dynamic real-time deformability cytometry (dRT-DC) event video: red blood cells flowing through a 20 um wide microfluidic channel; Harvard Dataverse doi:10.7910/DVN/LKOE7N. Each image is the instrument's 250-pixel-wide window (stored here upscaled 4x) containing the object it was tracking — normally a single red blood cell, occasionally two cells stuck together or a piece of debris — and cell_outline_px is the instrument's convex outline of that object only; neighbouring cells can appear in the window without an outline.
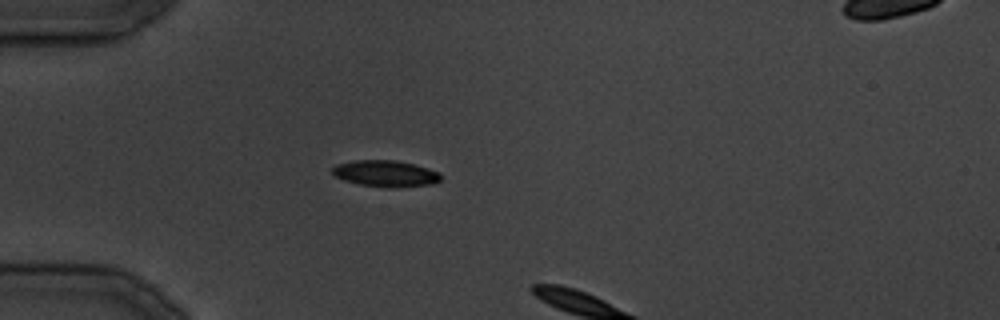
{"species": "common noctule bat (a hibernating species)", "species_latin": "Nyctalus noctula", "temperature_condition": "cold", "stored_images_in_passage": 5, "camera_frame_rate_fps": 3000, "um_per_image_px": 0.085, "animal": {"sex": "male", "body_mass_g": 19.5, "forearm_length_mm": 54.6}, "frame": {"image": 1, "passage_image": 4, "time_ms": 3.333, "image_size_px": [1000, 320], "cell_outline_px": [[440, 180], [432, 184], [388, 188], [360, 184], [344, 180], [336, 176], [332, 172], [332, 168], [336, 164], [356, 160], [396, 160], [428, 168], [440, 172]], "centroid_in_image_um": [32.77, 14.75], "position_along_channel_um": 52.2, "area_um2": 16.53}}